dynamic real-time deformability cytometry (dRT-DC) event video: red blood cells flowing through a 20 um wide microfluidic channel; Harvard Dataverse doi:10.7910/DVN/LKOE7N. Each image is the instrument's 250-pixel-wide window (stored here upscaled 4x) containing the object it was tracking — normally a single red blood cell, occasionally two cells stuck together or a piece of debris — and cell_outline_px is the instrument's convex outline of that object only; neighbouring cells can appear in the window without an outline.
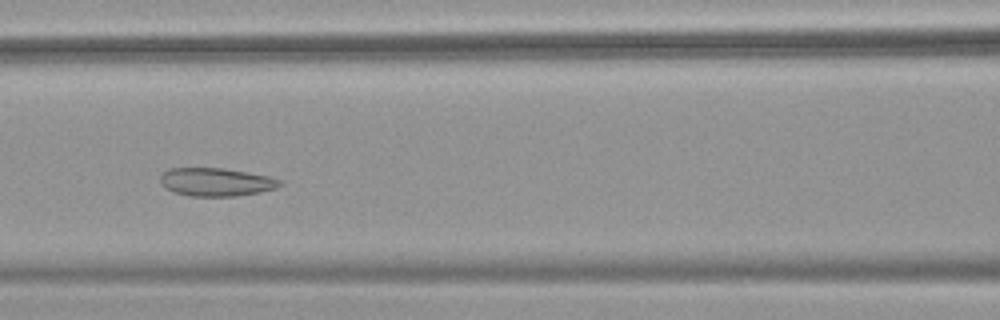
{"species": "common noctule bat (a hibernating species)", "species_latin": "Nyctalus noctula", "temperature_condition": "warm", "stored_images_in_passage": 52, "camera_frame_rate_fps": 3000, "um_per_image_px": 0.085, "animal": {"sex": "female", "body_mass_g": 18.4}, "frame": {"image": 1, "passage_image": 23, "time_ms": 7.333, "image_size_px": [1000, 320], "cell_outline_px": [[284, 184], [276, 188], [260, 192], [236, 196], [188, 196], [164, 188], [160, 184], [160, 176], [168, 168], [224, 168], [248, 172], [268, 176], [280, 180]], "centroid_in_image_um": [18.36, 15.47], "position_along_channel_um": 148.2, "area_um2": 19.77}}
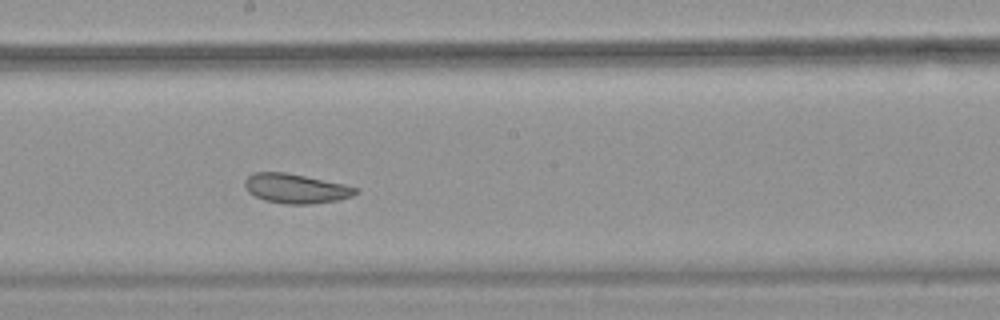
{"frame": {"image": 2, "passage_image": 29, "time_ms": 9.333, "image_size_px": [1000, 320], "cell_outline_px": [[360, 192], [352, 196], [336, 200], [308, 204], [284, 204], [264, 200], [248, 192], [244, 184], [244, 180], [252, 172], [284, 172], [344, 184], [360, 188]], "centroid_in_image_um": [25.14, 16.02], "position_along_channel_um": 223.1, "area_um2": 19.02}}
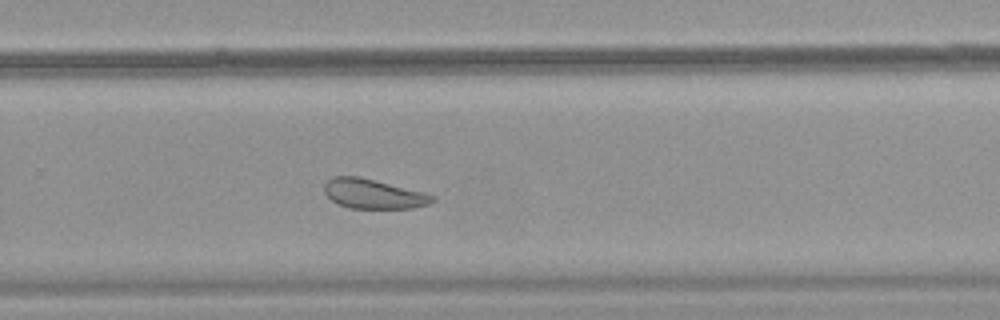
{"frame": {"image": 3, "passage_image": 35, "time_ms": 11.333, "image_size_px": [1000, 320], "cell_outline_px": [[436, 200], [428, 204], [412, 208], [348, 208], [336, 204], [324, 192], [324, 184], [332, 176], [360, 176], [436, 196]], "centroid_in_image_um": [31.69, 16.48], "position_along_channel_um": 298.1, "area_um2": 18.55}, "authors_computed_cell_mechanics": {"area_um2": 24.4494, "velocity_mm_per_s": 3.7541, "shape_relaxation_time_tau1_ms": null, "shape_relaxation_time_tau2_ms": 3.3526, "deformation_change_tau1": null, "deformation_change_tau2": 0.078}}